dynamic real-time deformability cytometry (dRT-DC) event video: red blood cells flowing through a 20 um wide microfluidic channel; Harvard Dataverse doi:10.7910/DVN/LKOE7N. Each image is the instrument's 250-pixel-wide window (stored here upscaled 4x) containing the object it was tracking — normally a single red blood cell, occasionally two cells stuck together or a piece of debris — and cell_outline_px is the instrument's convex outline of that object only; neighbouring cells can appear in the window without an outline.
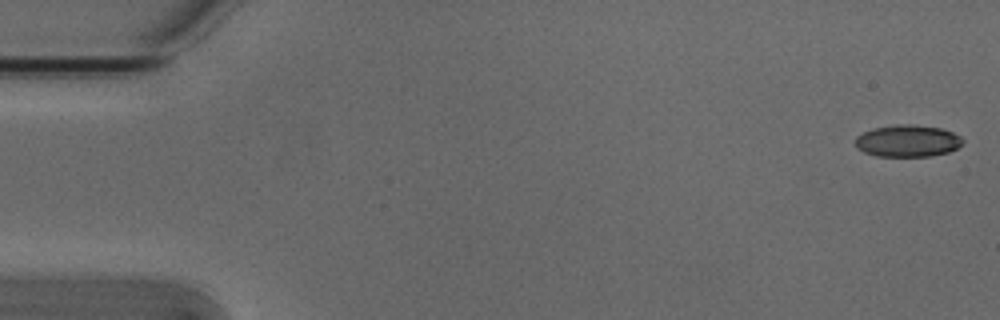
{"species": "Egyptian fruit bat (a non-hibernating species)", "species_latin": "Rousettus aegyptiacus", "temperature_condition": "cold", "stored_images_in_passage": 44, "camera_frame_rate_fps": 3000, "um_per_image_px": 0.085, "animal": {"sex": "male"}, "frame": {"image": 1, "passage_image": 1, "time_ms": 0.0, "image_size_px": [1000, 320], "cell_outline_px": [[964, 140], [956, 148], [948, 152], [932, 156], [876, 156], [864, 152], [856, 148], [856, 136], [864, 132], [876, 128], [896, 124], [912, 124], [940, 128], [952, 132], [960, 136]], "centroid_in_image_um": [77.14, 11.98], "position_along_channel_um": 7.9, "area_um2": 19.88}}
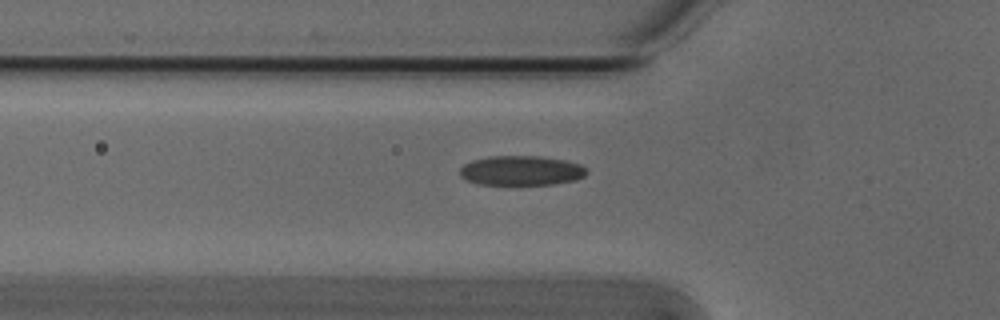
{"frame": {"image": 2, "passage_image": 18, "time_ms": 5.667, "image_size_px": [1000, 320], "cell_outline_px": [[588, 172], [584, 176], [576, 180], [556, 184], [476, 184], [460, 176], [460, 168], [464, 164], [472, 160], [488, 156], [540, 156], [564, 160], [580, 164]], "centroid_in_image_um": [44.3, 14.49], "position_along_channel_um": 81.5, "area_um2": 21.91}}
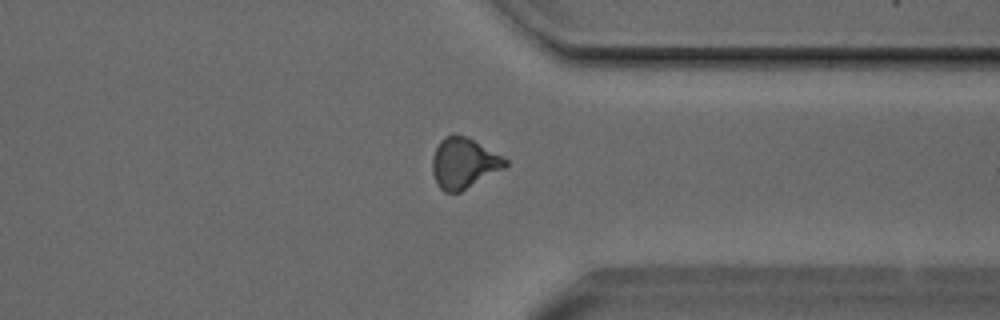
{"frame": {"image": 3, "passage_image": 41, "time_ms": 13.333, "image_size_px": [1000, 320], "cell_outline_px": [[508, 164], [504, 168], [460, 192], [444, 192], [436, 184], [432, 172], [432, 156], [440, 140], [444, 136], [468, 136], [504, 156], [508, 160]], "centroid_in_image_um": [39.42, 13.86], "position_along_channel_um": 372.0, "area_um2": 21.56}}